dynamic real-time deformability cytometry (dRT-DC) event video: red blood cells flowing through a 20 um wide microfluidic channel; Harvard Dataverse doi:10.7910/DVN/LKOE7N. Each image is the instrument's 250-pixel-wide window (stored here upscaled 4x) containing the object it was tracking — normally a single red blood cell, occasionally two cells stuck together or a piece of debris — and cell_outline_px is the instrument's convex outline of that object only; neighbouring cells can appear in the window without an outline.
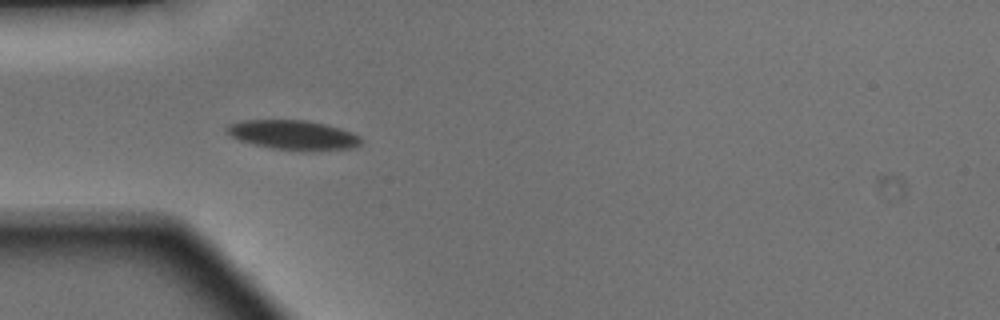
{"species": "Egyptian fruit bat (a non-hibernating species)", "species_latin": "Rousettus aegyptiacus", "temperature_condition": "warm", "stored_images_in_passage": 48, "camera_frame_rate_fps": 3000, "um_per_image_px": 0.085, "animal": {"sex": "male"}, "frame": {"image": 1, "passage_image": 14, "time_ms": 4.333, "image_size_px": [1000, 320], "cell_outline_px": [[360, 144], [352, 148], [312, 152], [304, 152], [272, 148], [252, 144], [240, 140], [224, 132], [224, 128], [228, 124], [244, 120], [304, 120], [324, 124], [340, 128], [352, 132], [360, 136]], "centroid_in_image_um": [24.91, 11.49], "position_along_channel_um": 60.1, "area_um2": 23.41}}
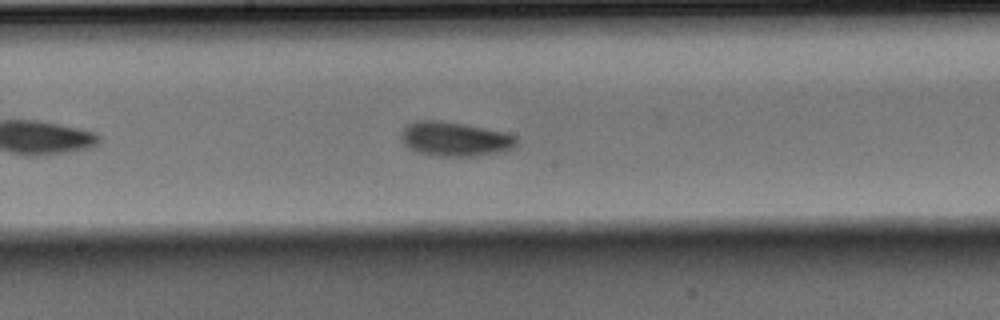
{"frame": {"image": 2, "passage_image": 25, "time_ms": 8.0, "image_size_px": [1000, 320], "cell_outline_px": [[516, 144], [512, 148], [496, 152], [472, 156], [436, 156], [420, 152], [408, 148], [404, 144], [400, 136], [400, 132], [408, 124], [420, 120], [436, 120], [464, 124], [504, 132], [516, 136]], "centroid_in_image_um": [38.62, 11.81], "position_along_channel_um": 209.6, "area_um2": 22.77}}
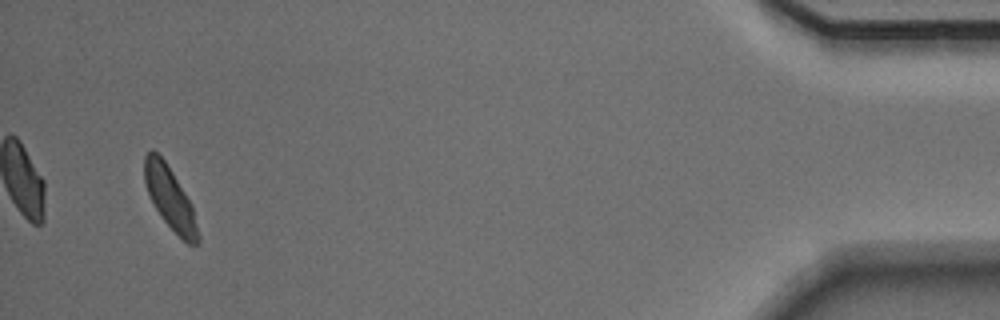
{"frame": {"image": 3, "passage_image": 46, "time_ms": 15.0, "image_size_px": [1000, 320], "cell_outline_px": [[200, 244], [188, 244], [164, 220], [156, 208], [148, 192], [144, 180], [144, 156], [152, 148], [164, 160], [172, 172], [188, 200], [192, 208], [200, 236]], "centroid_in_image_um": [14.44, 16.83], "position_along_channel_um": 420.8, "area_um2": 18.73}, "authors_computed_cell_mechanics": {"area_um2": 20.9236, "velocity_mm_per_s": 4.13, "shape_relaxation_time_tau1_ms": 2.0333, "shape_relaxation_time_tau2_ms": null, "deformation_change_tau1": 0.0968, "deformation_change_tau2": null}}